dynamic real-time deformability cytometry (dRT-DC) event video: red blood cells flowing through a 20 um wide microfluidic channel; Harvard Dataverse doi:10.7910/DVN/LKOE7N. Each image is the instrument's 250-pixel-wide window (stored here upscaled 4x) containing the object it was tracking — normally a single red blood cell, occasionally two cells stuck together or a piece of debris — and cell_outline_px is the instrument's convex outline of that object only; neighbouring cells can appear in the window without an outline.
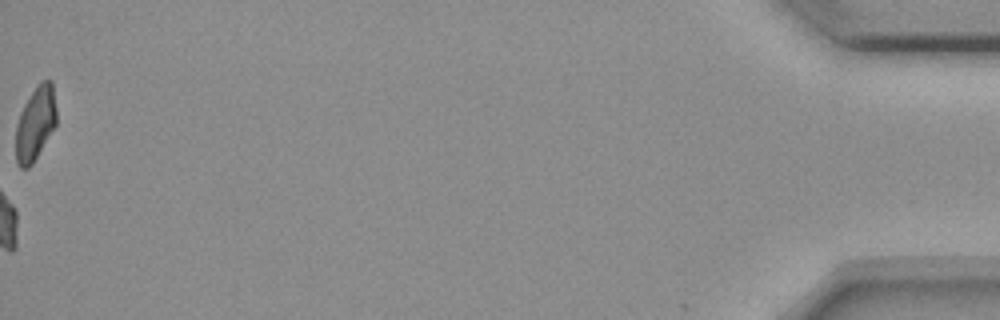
{"species": "common noctule bat (a hibernating species)", "species_latin": "Nyctalus noctula", "temperature_condition": "room temperature", "stored_images_in_passage": 45, "camera_frame_rate_fps": 3000, "um_per_image_px": 0.085, "animal": {"sex": "female", "body_mass_g": 18.4}, "frame": {"image": 1, "passage_image": 45, "time_ms": 14.667, "image_size_px": [1000, 320], "cell_outline_px": [[56, 124], [32, 164], [28, 168], [20, 168], [16, 160], [16, 124], [20, 112], [24, 104], [36, 84], [40, 80], [52, 80], [56, 108]], "centroid_in_image_um": [3.0, 10.46], "position_along_channel_um": 432.2, "area_um2": 17.51}, "authors_computed_cell_mechanics": {"area_um2": 18.0336, "velocity_mm_per_s": 3.6374, "shape_relaxation_time_tau1_ms": 10.8603, "shape_relaxation_time_tau2_ms": 10.7612, "deformation_change_tau1": 0.1869, "deformation_change_tau2": 0.1515}}